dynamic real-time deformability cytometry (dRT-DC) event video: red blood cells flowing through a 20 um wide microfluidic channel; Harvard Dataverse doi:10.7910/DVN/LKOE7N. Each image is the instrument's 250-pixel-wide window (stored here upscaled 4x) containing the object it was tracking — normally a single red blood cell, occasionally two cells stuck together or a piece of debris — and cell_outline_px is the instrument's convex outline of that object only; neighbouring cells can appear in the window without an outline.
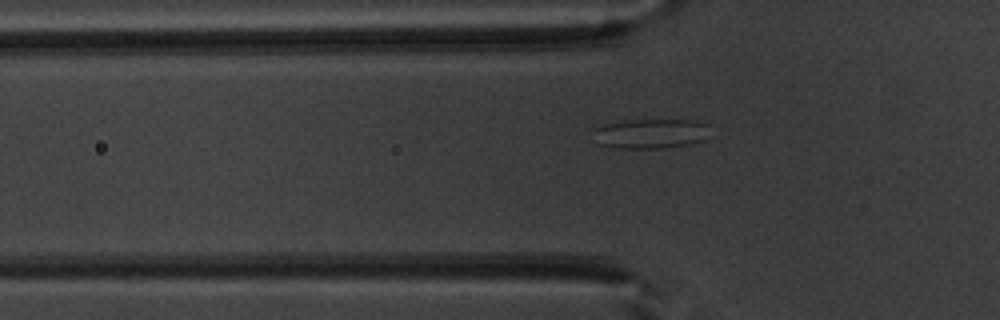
{"species": "common noctule bat (a hibernating species)", "species_latin": "Nyctalus noctula", "temperature_condition": "warm", "stored_images_in_passage": 44, "segment_of_instrument_passage": [1, 2], "camera_frame_rate_fps": 3000, "um_per_image_px": 0.085, "animal": {"sex": "male", "body_mass_g": 20.1, "forearm_length_mm": 53.5}, "frame": {"image": 1, "passage_image": 10, "time_ms": 3.0, "image_size_px": [1000, 320], "cell_outline_px": [[708, 136], [704, 140], [692, 144], [660, 148], [612, 148], [596, 144], [592, 128], [604, 124], [628, 120], [696, 120], [708, 124]], "centroid_in_image_um": [55.27, 11.36], "position_along_channel_um": 70.5, "area_um2": 20.58}}
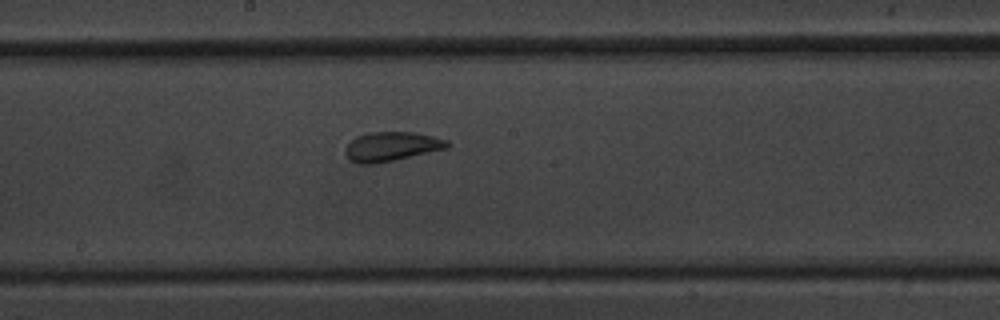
{"frame": {"image": 2, "passage_image": 21, "time_ms": 6.667, "image_size_px": [1000, 320], "cell_outline_px": [[452, 144], [448, 148], [376, 164], [360, 164], [352, 160], [344, 152], [344, 148], [356, 136], [368, 132], [416, 132], [448, 140]], "centroid_in_image_um": [33.3, 12.44], "position_along_channel_um": 214.9, "area_um2": 17.46}}
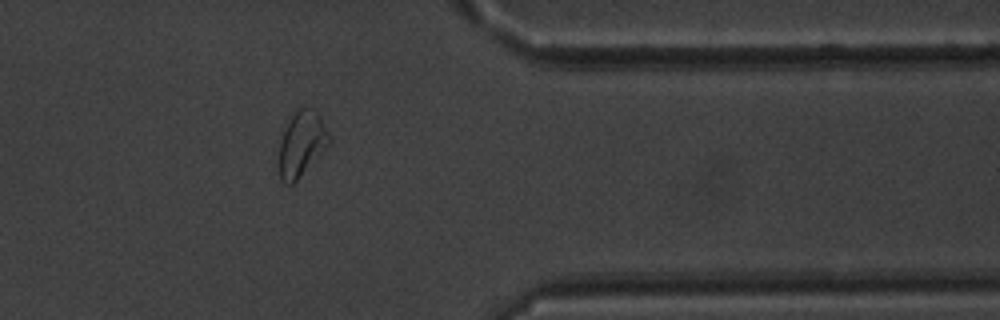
{"frame": {"image": 3, "passage_image": 35, "time_ms": 11.333, "image_size_px": [1000, 320], "cell_outline_px": [[332, 140], [296, 180], [292, 184], [284, 184], [280, 180], [280, 144], [288, 120], [292, 112], [296, 108], [316, 108]], "centroid_in_image_um": [25.64, 12.16], "position_along_channel_um": 385.8, "area_um2": 18.67}}